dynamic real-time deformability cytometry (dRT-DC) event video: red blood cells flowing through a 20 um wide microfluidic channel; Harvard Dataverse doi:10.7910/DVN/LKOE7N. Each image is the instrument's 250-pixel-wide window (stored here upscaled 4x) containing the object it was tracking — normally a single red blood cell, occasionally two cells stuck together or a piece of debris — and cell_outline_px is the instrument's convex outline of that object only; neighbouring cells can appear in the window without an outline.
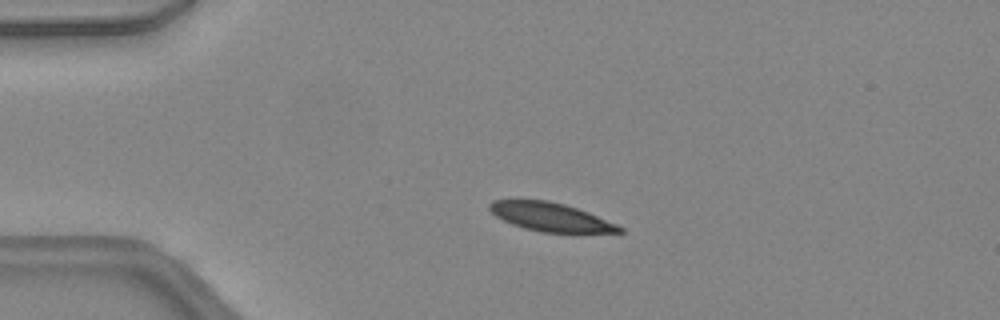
{"species": "common noctule bat (a hibernating species)", "species_latin": "Nyctalus noctula", "temperature_condition": "warm", "stored_images_in_passage": 47, "camera_frame_rate_fps": 3000, "um_per_image_px": 0.085, "animal": {"sex": "female", "body_mass_g": 24.6, "forearm_length_mm": 56.2}, "frame": {"image": 1, "passage_image": 11, "time_ms": 3.333, "image_size_px": [1000, 320], "cell_outline_px": [[624, 232], [544, 232], [524, 228], [512, 224], [496, 216], [488, 208], [488, 204], [492, 200], [548, 200], [564, 204], [588, 212], [616, 224], [624, 228]], "centroid_in_image_um": [46.77, 18.43], "position_along_channel_um": 38.2, "area_um2": 21.27}}
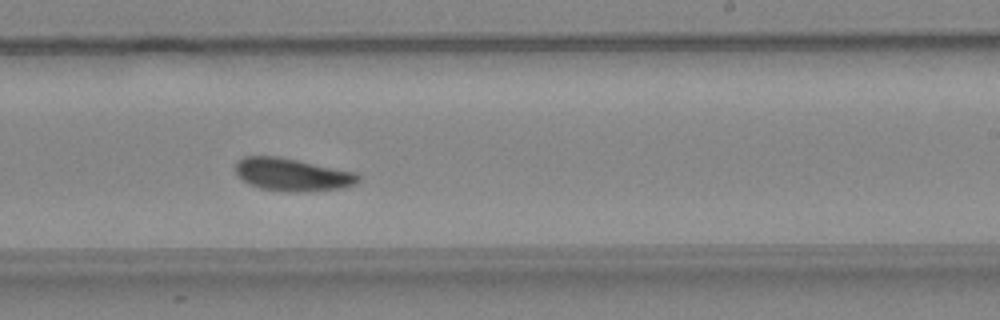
{"frame": {"image": 2, "passage_image": 29, "time_ms": 9.333, "image_size_px": [1000, 320], "cell_outline_px": [[360, 180], [356, 184], [344, 188], [308, 192], [288, 192], [260, 188], [248, 184], [236, 176], [236, 160], [244, 156], [276, 156], [356, 172], [360, 176]], "centroid_in_image_um": [24.84, 14.86], "position_along_channel_um": 264.2, "area_um2": 23.7}}
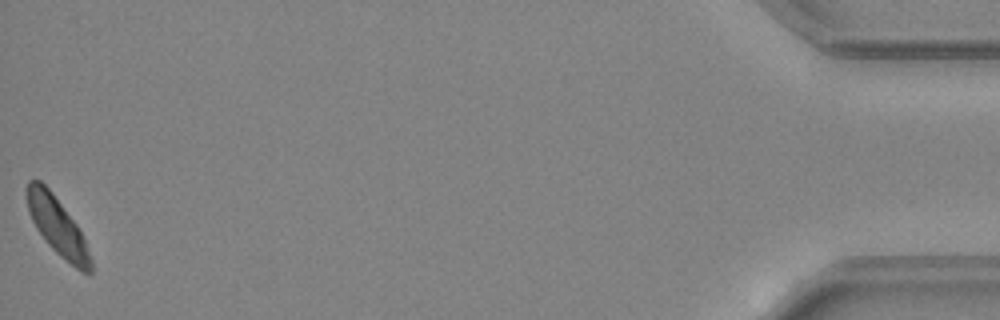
{"frame": {"image": 3, "passage_image": 47, "time_ms": 15.333, "image_size_px": [1000, 320], "cell_outline_px": [[92, 272], [88, 276], [80, 272], [60, 256], [48, 244], [36, 228], [28, 212], [24, 192], [28, 180], [40, 180], [52, 192], [76, 224], [84, 240], [92, 260]], "centroid_in_image_um": [4.85, 19.24], "position_along_channel_um": 430.3, "area_um2": 21.56}, "authors_computed_cell_mechanics": {"area_um2": 22.5998, "velocity_mm_per_s": 4.3975, "shape_relaxation_time_tau1_ms": 3.3085, "shape_relaxation_time_tau2_ms": 3.6258, "deformation_change_tau1": 0.1061, "deformation_change_tau2": 0.0996}}